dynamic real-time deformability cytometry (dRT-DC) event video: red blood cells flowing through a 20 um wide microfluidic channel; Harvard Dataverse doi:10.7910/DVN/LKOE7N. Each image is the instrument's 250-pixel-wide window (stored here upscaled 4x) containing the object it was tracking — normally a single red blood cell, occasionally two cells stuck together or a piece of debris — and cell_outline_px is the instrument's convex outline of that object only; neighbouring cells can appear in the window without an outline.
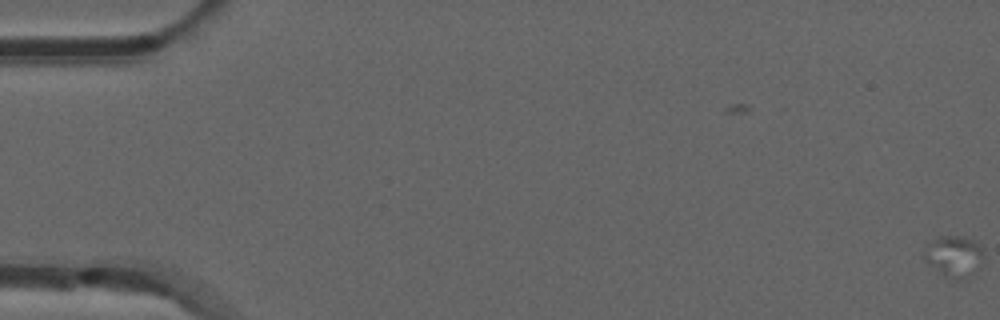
{"species": "common noctule bat (a hibernating species)", "species_latin": "Nyctalus noctula", "temperature_condition": "room temperature", "stored_images_in_passage": 3, "camera_frame_rate_fps": 3000, "um_per_image_px": 0.085, "animal": {"sex": "male", "forearm_length_mm": 52.5}, "frame": {"image": 1, "passage_image": 3, "time_ms": 0.667, "image_size_px": [1000, 320], "cell_outline_px": [[984, 256], [980, 268], [968, 276], [956, 280], [952, 280], [944, 276], [924, 260], [924, 252], [932, 240], [940, 236], [960, 236], [972, 240], [984, 252]], "centroid_in_image_um": [81.1, 21.8], "position_along_channel_um": 3.9, "area_um2": 14.1}}